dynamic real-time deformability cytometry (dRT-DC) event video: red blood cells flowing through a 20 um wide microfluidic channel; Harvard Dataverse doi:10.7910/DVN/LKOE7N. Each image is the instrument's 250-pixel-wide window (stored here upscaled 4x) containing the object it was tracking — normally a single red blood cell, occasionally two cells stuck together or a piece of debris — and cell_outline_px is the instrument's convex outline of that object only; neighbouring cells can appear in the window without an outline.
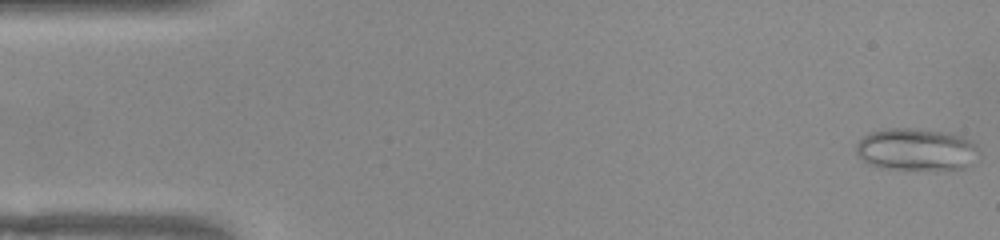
{"species": "common noctule bat (a hibernating species)", "species_latin": "Nyctalus noctula", "temperature_condition": "warm", "stored_images_in_passage": 51, "camera_frame_rate_fps": 3000, "um_per_image_px": 0.085, "animal": {"sex": "female", "body_mass_g": 22.0, "forearm_length_mm": 56.7}, "frame": {"image": 1, "passage_image": 1, "time_ms": 0.0, "image_size_px": [1000, 240], "cell_outline_px": [[976, 148], [964, 168], [880, 168], [868, 164], [856, 152], [856, 144], [868, 132], [888, 128], [924, 128], [948, 132], [960, 136], [976, 144]], "centroid_in_image_um": [77.76, 12.65], "position_along_channel_um": 7.2, "area_um2": 29.36}}
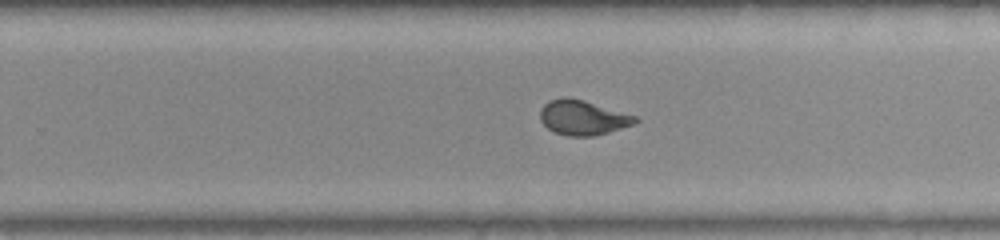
{"frame": {"image": 2, "passage_image": 32, "time_ms": 10.333, "image_size_px": [1000, 240], "cell_outline_px": [[640, 120], [632, 124], [596, 136], [568, 136], [552, 132], [540, 120], [540, 108], [548, 100], [564, 96], [584, 100], [636, 116]], "centroid_in_image_um": [49.49, 9.99], "position_along_channel_um": 280.3, "area_um2": 19.31}}
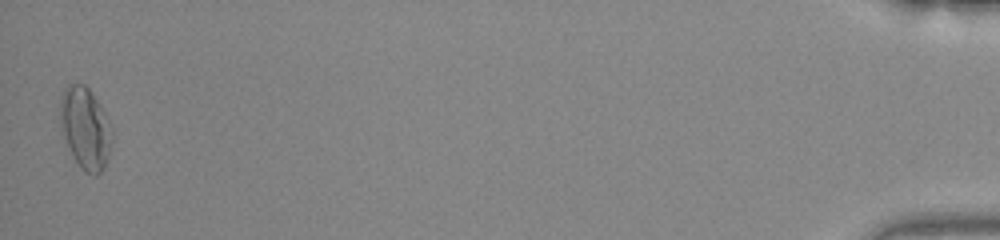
{"frame": {"image": 3, "passage_image": 51, "time_ms": 16.667, "image_size_px": [1000, 240], "cell_outline_px": [[112, 140], [108, 156], [104, 168], [96, 176], [84, 172], [80, 168], [72, 156], [68, 148], [64, 136], [60, 120], [60, 100], [64, 88], [68, 84], [84, 84], [88, 88], [100, 104], [112, 128]], "centroid_in_image_um": [7.25, 10.91], "position_along_channel_um": 427.9, "area_um2": 24.68}, "authors_computed_cell_mechanics": {"area_um2": 19.8832, "velocity_mm_per_s": 3.9055, "shape_relaxation_time_tau1_ms": null, "shape_relaxation_time_tau2_ms": 0.7362, "deformation_change_tau1": null, "deformation_change_tau2": 0.0654}}